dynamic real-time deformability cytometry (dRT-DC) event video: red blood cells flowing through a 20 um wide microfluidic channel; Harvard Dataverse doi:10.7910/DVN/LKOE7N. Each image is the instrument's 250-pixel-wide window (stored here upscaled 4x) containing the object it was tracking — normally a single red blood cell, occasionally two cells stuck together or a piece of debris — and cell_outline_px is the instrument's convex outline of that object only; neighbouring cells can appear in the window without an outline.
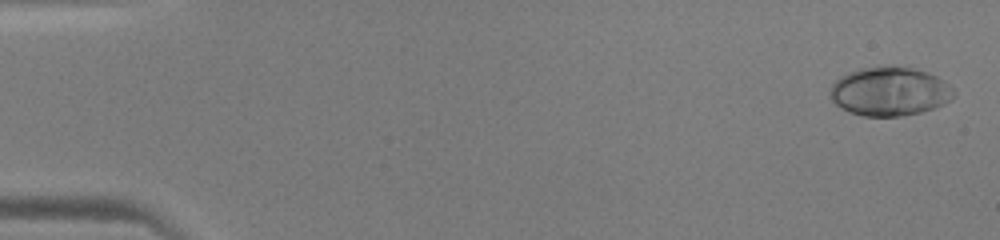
{"species": "human", "species_latin": "Homo sapiens", "temperature_condition": "warm", "stored_images_in_passage": 48, "camera_frame_rate_fps": 3000, "um_per_image_px": 0.085, "donor": {"sex": "male"}, "frame": {"image": 1, "passage_image": 2, "time_ms": 0.333, "image_size_px": [1000, 240], "cell_outline_px": [[956, 96], [952, 100], [932, 108], [920, 112], [900, 116], [864, 116], [848, 112], [840, 108], [832, 100], [828, 92], [832, 84], [840, 76], [848, 72], [860, 68], [892, 64], [916, 68], [928, 72], [936, 76], [948, 84], [956, 92]], "centroid_in_image_um": [75.61, 7.74], "position_along_channel_um": 9.4, "area_um2": 35.78}}
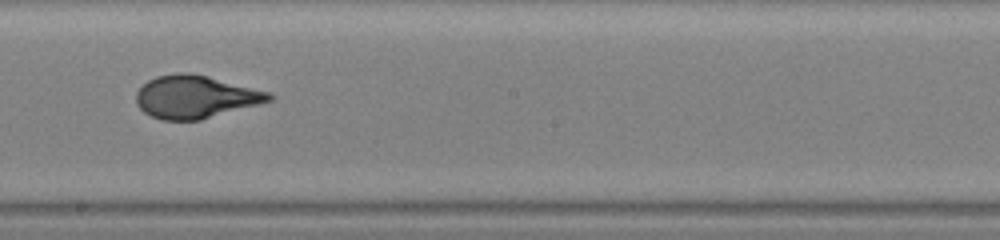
{"frame": {"image": 2, "passage_image": 28, "time_ms": 9.0, "image_size_px": [1000, 240], "cell_outline_px": [[276, 96], [272, 100], [260, 104], [200, 120], [160, 120], [144, 112], [136, 104], [136, 92], [148, 80], [156, 76], [180, 72], [188, 72], [208, 76], [268, 92]], "centroid_in_image_um": [16.6, 8.23], "position_along_channel_um": 231.6, "area_um2": 33.06}}
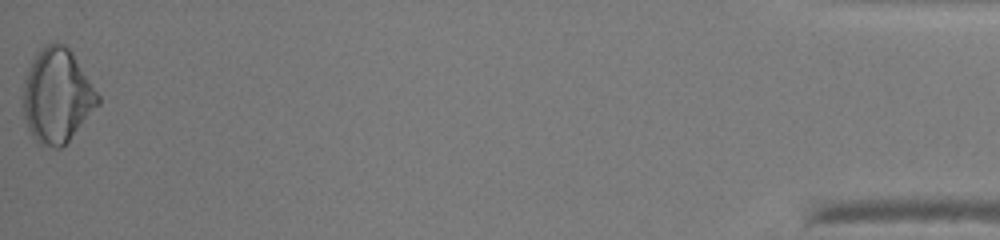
{"frame": {"image": 3, "passage_image": 48, "time_ms": 15.667, "image_size_px": [1000, 240], "cell_outline_px": [[100, 104], [68, 140], [60, 148], [52, 148], [40, 144], [32, 136], [28, 128], [24, 116], [20, 96], [20, 88], [40, 48], [56, 40], [64, 44], [72, 52], [100, 96]], "centroid_in_image_um": [4.82, 8.14], "position_along_channel_um": 430.4, "area_um2": 41.15}}